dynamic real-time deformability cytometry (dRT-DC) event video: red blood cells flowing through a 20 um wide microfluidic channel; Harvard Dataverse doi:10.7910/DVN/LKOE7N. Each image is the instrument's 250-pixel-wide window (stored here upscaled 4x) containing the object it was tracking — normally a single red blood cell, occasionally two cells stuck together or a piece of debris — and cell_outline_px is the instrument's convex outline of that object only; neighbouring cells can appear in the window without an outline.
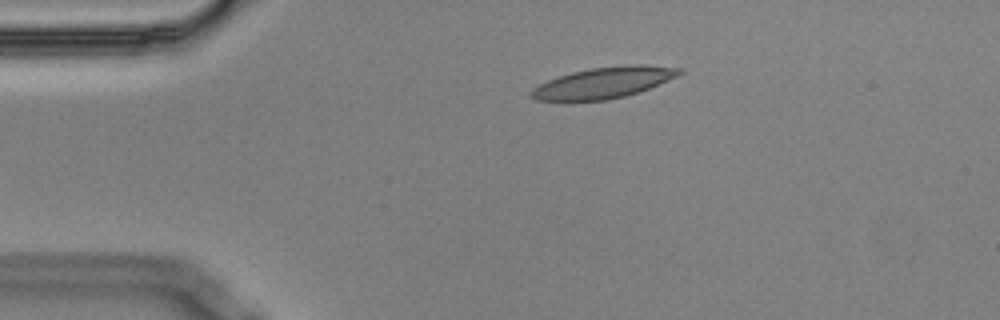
{"species": "Egyptian fruit bat (a non-hibernating species)", "species_latin": "Rousettus aegyptiacus", "temperature_condition": "cold", "stored_images_in_passage": 9, "camera_frame_rate_fps": 3000, "um_per_image_px": 0.085, "animal": {"sex": "male"}, "frame": {"image": 1, "passage_image": 1, "time_ms": 0.0, "image_size_px": [1000, 320], "cell_outline_px": [[684, 72], [676, 76], [640, 92], [608, 100], [536, 100], [528, 96], [532, 88], [548, 80], [572, 72], [592, 68], [624, 64], [644, 64], [684, 68]], "centroid_in_image_um": [51.34, 7.01], "position_along_channel_um": 33.7, "area_um2": 26.76}}
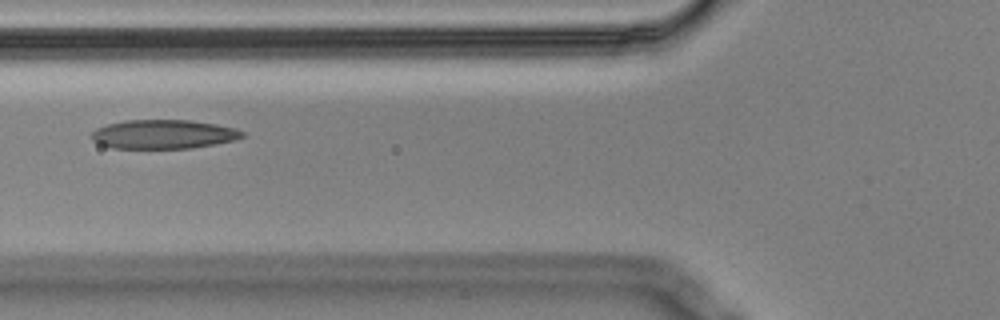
{"frame": {"image": 2, "passage_image": 4, "time_ms": 1.0, "image_size_px": [1000, 320], "cell_outline_px": [[244, 136], [236, 140], [192, 148], [112, 148], [100, 144], [92, 140], [92, 132], [96, 128], [108, 124], [124, 120], [188, 120], [216, 124], [236, 128], [244, 132]], "centroid_in_image_um": [13.9, 11.41], "position_along_channel_um": 111.9, "area_um2": 25.49}}
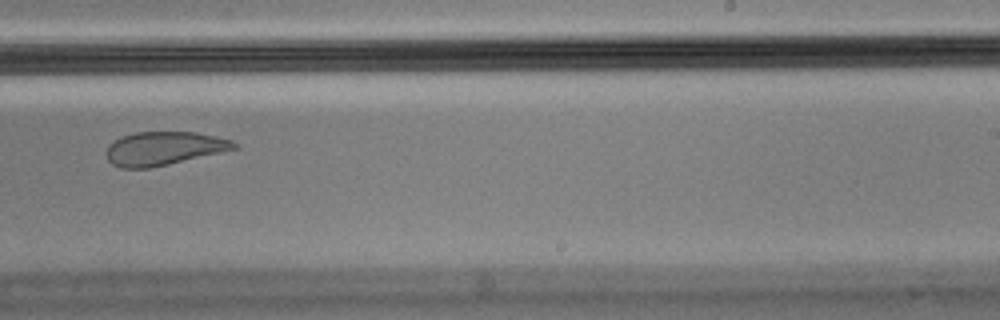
{"frame": {"image": 3, "passage_image": 8, "time_ms": 2.333, "image_size_px": [1000, 320], "cell_outline_px": [[236, 148], [220, 152], [168, 164], [148, 168], [120, 168], [112, 164], [108, 160], [104, 152], [108, 144], [124, 136], [136, 132], [196, 132], [216, 136], [232, 140], [236, 144]], "centroid_in_image_um": [13.87, 12.61], "position_along_channel_um": 275.1, "area_um2": 24.74}}